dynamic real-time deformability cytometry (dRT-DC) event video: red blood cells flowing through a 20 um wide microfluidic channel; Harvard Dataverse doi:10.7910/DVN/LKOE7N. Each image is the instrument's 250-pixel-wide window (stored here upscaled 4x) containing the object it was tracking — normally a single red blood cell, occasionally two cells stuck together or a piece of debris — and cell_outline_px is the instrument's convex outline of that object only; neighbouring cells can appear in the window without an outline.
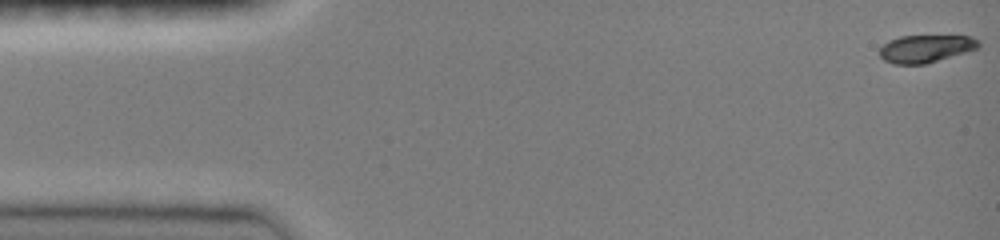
{"species": "common noctule bat (a hibernating species)", "species_latin": "Nyctalus noctula", "temperature_condition": "room temperature", "stored_images_in_passage": 21, "camera_frame_rate_fps": 3000, "um_per_image_px": 0.085, "animal": {"sex": "female", "body_mass_g": 19.0, "forearm_length_mm": 51.5}, "frame": {"image": 1, "passage_image": 1, "time_ms": 0.0, "image_size_px": [1000, 240], "cell_outline_px": [[980, 44], [976, 48], [964, 52], [924, 64], [892, 64], [884, 60], [880, 56], [880, 48], [888, 40], [900, 36], [972, 36], [980, 40]], "centroid_in_image_um": [78.65, 4.12], "position_along_channel_um": 6.3, "area_um2": 15.72}}
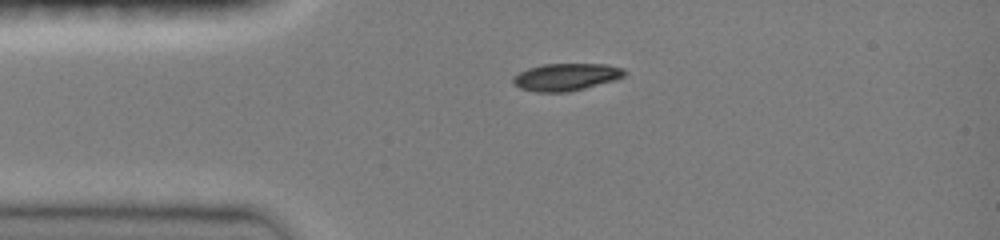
{"frame": {"image": 2, "passage_image": 12, "time_ms": 3.333, "image_size_px": [1000, 240], "cell_outline_px": [[628, 72], [624, 76], [616, 80], [568, 92], [536, 92], [520, 88], [512, 84], [512, 76], [528, 68], [544, 64], [608, 64], [624, 68]], "centroid_in_image_um": [48.13, 6.54], "position_along_channel_um": 36.9, "area_um2": 17.92}}
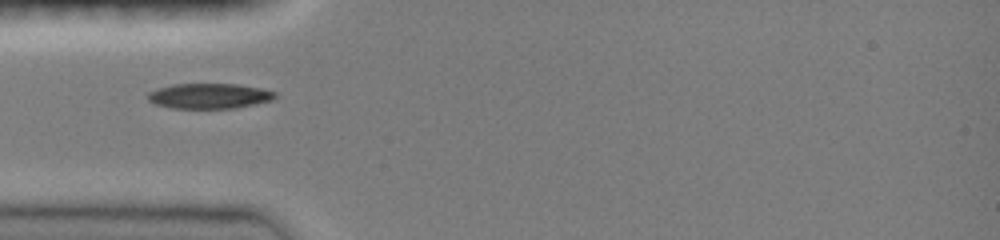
{"frame": {"image": 3, "passage_image": 17, "time_ms": 4.667, "image_size_px": [1000, 240], "cell_outline_px": [[276, 100], [236, 108], [172, 108], [156, 104], [148, 100], [148, 92], [156, 88], [172, 84], [236, 84], [260, 88], [276, 92]], "centroid_in_image_um": [17.81, 8.16], "position_along_channel_um": 67.2, "area_um2": 18.84}}